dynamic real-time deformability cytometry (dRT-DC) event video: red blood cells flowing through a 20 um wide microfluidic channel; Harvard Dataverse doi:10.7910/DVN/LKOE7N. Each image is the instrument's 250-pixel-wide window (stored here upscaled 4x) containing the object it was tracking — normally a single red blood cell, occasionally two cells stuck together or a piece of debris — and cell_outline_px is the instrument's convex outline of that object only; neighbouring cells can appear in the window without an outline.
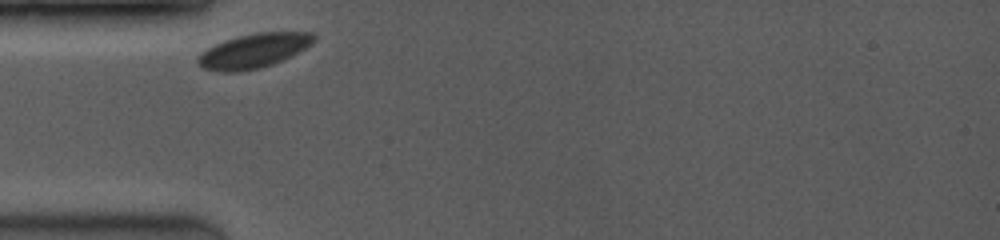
{"species": "common noctule bat (a hibernating species)", "species_latin": "Nyctalus noctula", "temperature_condition": "room temperature", "stored_images_in_passage": 14, "camera_frame_rate_fps": 3500, "um_per_image_px": 0.085, "animal": {"sex": "female", "body_mass_g": 19.0, "forearm_length_mm": 53.3}, "frame": {"image": 1, "passage_image": 1, "time_ms": 0.0, "image_size_px": [1000, 240], "cell_outline_px": [[316, 40], [304, 48], [284, 60], [260, 68], [240, 72], [220, 72], [204, 68], [196, 60], [196, 56], [200, 52], [224, 40], [236, 36], [256, 32], [312, 32], [316, 36]], "centroid_in_image_um": [21.55, 4.31], "position_along_channel_um": 63.5, "area_um2": 23.35}}
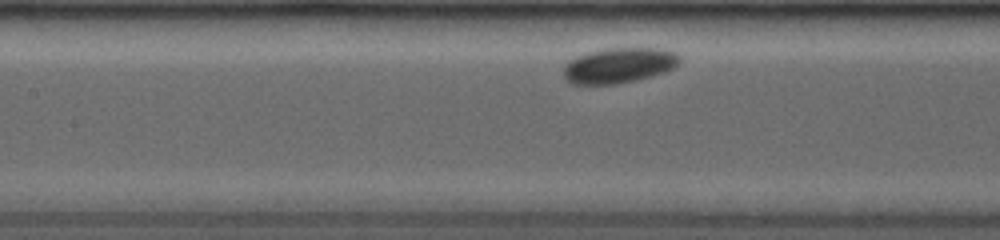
{"frame": {"image": 2, "passage_image": 8, "time_ms": 2.571, "image_size_px": [1000, 240], "cell_outline_px": [[680, 60], [672, 68], [664, 72], [652, 76], [636, 80], [616, 84], [572, 84], [564, 76], [564, 64], [568, 60], [576, 56], [588, 52], [604, 48], [660, 48], [676, 52], [680, 56]], "centroid_in_image_um": [52.59, 5.55], "position_along_channel_um": 154.8, "area_um2": 23.99}}
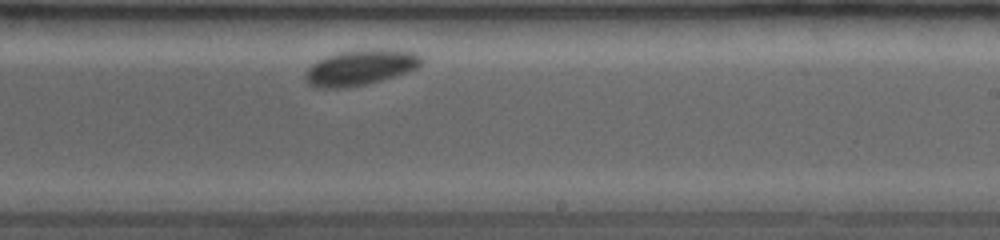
{"frame": {"image": 3, "passage_image": 14, "time_ms": 5.429, "image_size_px": [1000, 240], "cell_outline_px": [[424, 60], [416, 68], [408, 72], [380, 80], [364, 84], [344, 88], [316, 88], [308, 84], [304, 76], [304, 72], [316, 60], [340, 52], [372, 48], [384, 48], [416, 52]], "centroid_in_image_um": [30.62, 5.72], "position_along_channel_um": 258.4, "area_um2": 24.16}}